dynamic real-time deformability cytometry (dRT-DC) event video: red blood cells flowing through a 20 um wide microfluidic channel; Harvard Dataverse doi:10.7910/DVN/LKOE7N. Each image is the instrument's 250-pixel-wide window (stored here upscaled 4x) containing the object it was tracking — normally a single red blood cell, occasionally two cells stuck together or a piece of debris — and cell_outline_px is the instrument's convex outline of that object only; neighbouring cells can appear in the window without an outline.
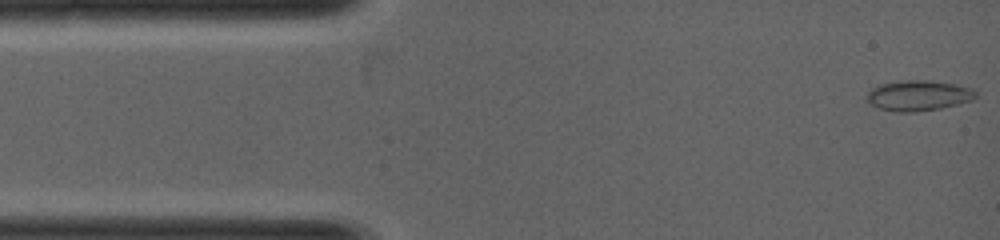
{"species": "common noctule bat (a hibernating species)", "species_latin": "Nyctalus noctula", "temperature_condition": "warm", "stored_images_in_passage": 36, "camera_frame_rate_fps": 5000, "um_per_image_px": 0.085, "animal": {"sex": "female", "body_mass_g": 19.0, "forearm_length_mm": 53.3}, "frame": {"image": 1, "passage_image": 1, "time_ms": 0.0, "image_size_px": [1000, 240], "cell_outline_px": [[976, 96], [972, 100], [940, 108], [916, 112], [896, 112], [880, 108], [872, 104], [868, 100], [868, 92], [872, 88], [880, 84], [900, 80], [932, 80], [952, 84], [968, 88], [976, 92]], "centroid_in_image_um": [78.04, 8.12], "position_along_channel_um": 7.0, "area_um2": 19.02}}
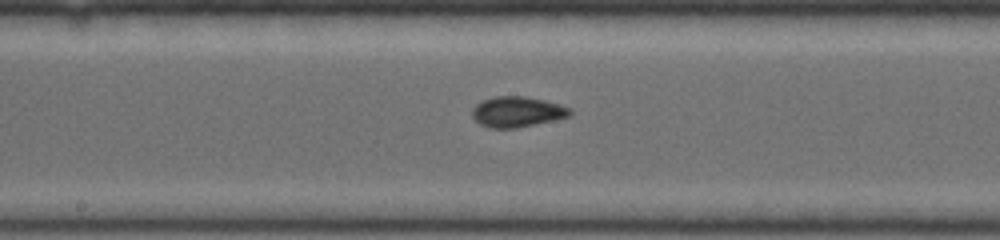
{"frame": {"image": 2, "passage_image": 17, "time_ms": 3.2, "image_size_px": [1000, 240], "cell_outline_px": [[572, 116], [516, 128], [488, 128], [480, 124], [472, 116], [472, 108], [476, 104], [484, 100], [496, 96], [524, 96], [544, 100], [560, 104], [572, 108]], "centroid_in_image_um": [43.98, 9.5], "position_along_channel_um": 204.2, "area_um2": 17.46}}
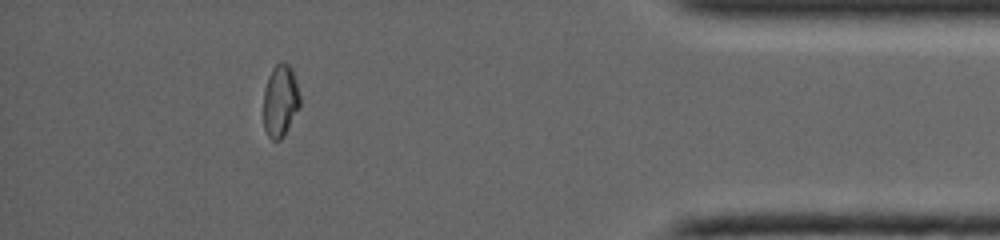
{"frame": {"image": 3, "passage_image": 31, "time_ms": 6.0, "image_size_px": [1000, 240], "cell_outline_px": [[300, 108], [284, 136], [280, 140], [272, 140], [268, 136], [264, 128], [264, 88], [268, 76], [272, 68], [280, 60], [288, 64], [292, 68], [300, 96]], "centroid_in_image_um": [23.83, 8.56], "position_along_channel_um": 411.4, "area_um2": 15.61}}